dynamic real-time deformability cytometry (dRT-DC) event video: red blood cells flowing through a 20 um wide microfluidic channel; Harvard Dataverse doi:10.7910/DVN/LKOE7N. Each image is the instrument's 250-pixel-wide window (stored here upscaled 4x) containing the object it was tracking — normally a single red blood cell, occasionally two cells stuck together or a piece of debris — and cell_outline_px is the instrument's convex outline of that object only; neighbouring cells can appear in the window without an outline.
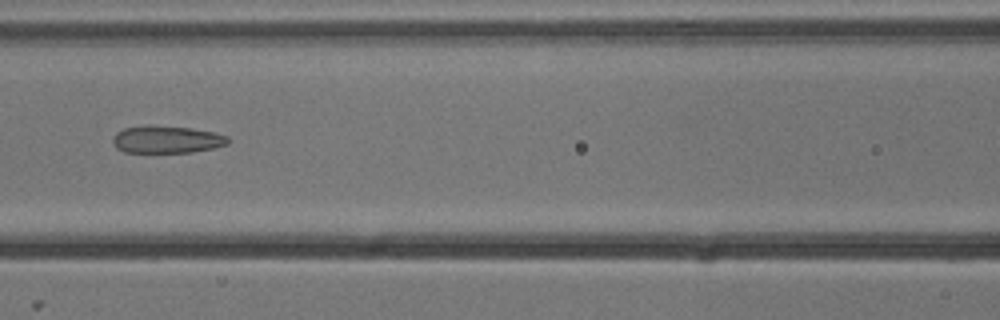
{"species": "common noctule bat (a hibernating species)", "species_latin": "Nyctalus noctula", "temperature_condition": "cold", "stored_images_in_passage": 7, "camera_frame_rate_fps": 3000, "um_per_image_px": 0.085, "animal": {"sex": "male", "body_mass_g": 13.3}, "frame": {"image": 1, "passage_image": 7, "time_ms": 2.0, "image_size_px": [1000, 320], "cell_outline_px": [[228, 144], [212, 148], [192, 152], [124, 152], [116, 148], [112, 144], [112, 136], [116, 132], [124, 128], [144, 124], [148, 124], [192, 128], [216, 132], [228, 136]], "centroid_in_image_um": [14.13, 11.83], "position_along_channel_um": 152.5, "area_um2": 18.73}}